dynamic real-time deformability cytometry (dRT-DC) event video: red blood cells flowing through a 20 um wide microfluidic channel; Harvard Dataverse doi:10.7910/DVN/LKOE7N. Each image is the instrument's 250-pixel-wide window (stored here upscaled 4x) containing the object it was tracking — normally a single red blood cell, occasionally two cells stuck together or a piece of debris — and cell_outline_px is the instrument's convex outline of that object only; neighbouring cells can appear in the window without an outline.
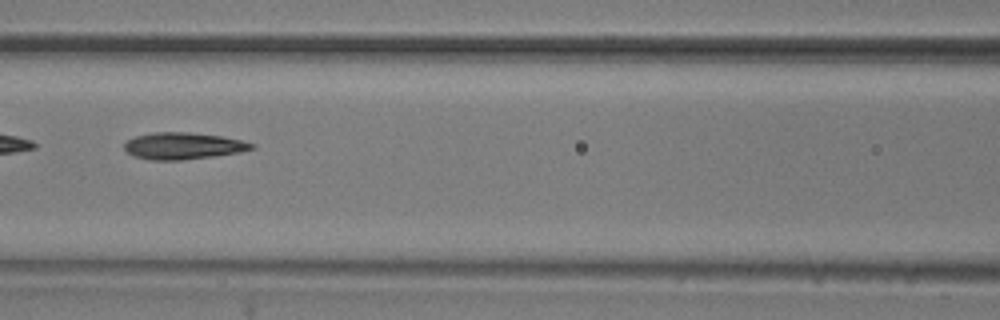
{"species": "common noctule bat (a hibernating species)", "species_latin": "Nyctalus noctula", "temperature_condition": "room temperature", "stored_images_in_passage": 53, "camera_frame_rate_fps": 3000, "um_per_image_px": 0.085, "animal": {"sex": "male", "body_mass_g": 20.5, "forearm_length_mm": 52.5}, "frame": {"image": 1, "passage_image": 23, "time_ms": 7.333, "image_size_px": [1000, 320], "cell_outline_px": [[256, 148], [240, 152], [212, 156], [180, 160], [152, 160], [132, 156], [124, 148], [124, 140], [136, 136], [152, 132], [188, 132], [220, 136], [240, 140], [256, 144]], "centroid_in_image_um": [15.53, 12.4], "position_along_channel_um": 151.1, "area_um2": 19.88}}
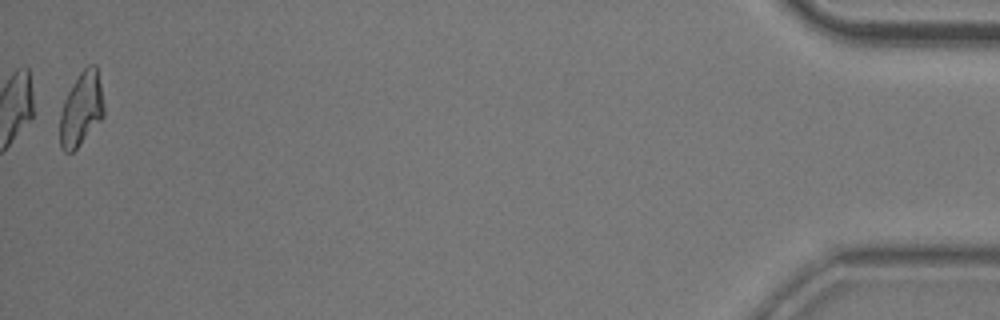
{"frame": {"image": 2, "passage_image": 53, "time_ms": 17.333, "image_size_px": [1000, 320], "cell_outline_px": [[104, 116], [80, 144], [72, 152], [64, 152], [60, 148], [60, 112], [64, 100], [72, 84], [80, 72], [88, 64], [96, 64], [104, 104]], "centroid_in_image_um": [6.9, 9.26], "position_along_channel_um": 428.3, "area_um2": 18.84}, "authors_computed_cell_mechanics": {"area_um2": 19.8254, "velocity_mm_per_s": 3.7093, "shape_relaxation_time_tau1_ms": 5.7107, "shape_relaxation_time_tau2_ms": 2.3256, "deformation_change_tau1": 0.2083, "deformation_change_tau2": 0.0877}}